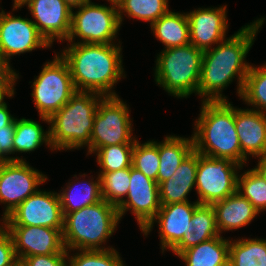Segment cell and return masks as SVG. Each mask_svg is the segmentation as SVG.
Segmentation results:
<instances>
[{
    "mask_svg": "<svg viewBox=\"0 0 266 266\" xmlns=\"http://www.w3.org/2000/svg\"><path fill=\"white\" fill-rule=\"evenodd\" d=\"M43 143L53 151L50 143L49 129L48 131H44L38 121L16 118L15 135L13 139L14 153L35 151Z\"/></svg>",
    "mask_w": 266,
    "mask_h": 266,
    "instance_id": "obj_28",
    "label": "cell"
},
{
    "mask_svg": "<svg viewBox=\"0 0 266 266\" xmlns=\"http://www.w3.org/2000/svg\"><path fill=\"white\" fill-rule=\"evenodd\" d=\"M168 4V0H121L117 4L120 24L123 21L122 13H126L128 17L147 21L151 25L169 11Z\"/></svg>",
    "mask_w": 266,
    "mask_h": 266,
    "instance_id": "obj_29",
    "label": "cell"
},
{
    "mask_svg": "<svg viewBox=\"0 0 266 266\" xmlns=\"http://www.w3.org/2000/svg\"><path fill=\"white\" fill-rule=\"evenodd\" d=\"M16 118L6 126V129H0V150L6 155L14 154L13 139L15 135Z\"/></svg>",
    "mask_w": 266,
    "mask_h": 266,
    "instance_id": "obj_39",
    "label": "cell"
},
{
    "mask_svg": "<svg viewBox=\"0 0 266 266\" xmlns=\"http://www.w3.org/2000/svg\"><path fill=\"white\" fill-rule=\"evenodd\" d=\"M27 6L38 31L52 45L66 40L71 28L72 9L63 0H24L13 11ZM57 38V39H56Z\"/></svg>",
    "mask_w": 266,
    "mask_h": 266,
    "instance_id": "obj_15",
    "label": "cell"
},
{
    "mask_svg": "<svg viewBox=\"0 0 266 266\" xmlns=\"http://www.w3.org/2000/svg\"><path fill=\"white\" fill-rule=\"evenodd\" d=\"M199 205L197 201L193 204L183 202L161 205L155 218L142 233L147 236L152 230L154 222H158L162 252L164 253L166 249L172 250L188 232L190 225H193L191 218Z\"/></svg>",
    "mask_w": 266,
    "mask_h": 266,
    "instance_id": "obj_17",
    "label": "cell"
},
{
    "mask_svg": "<svg viewBox=\"0 0 266 266\" xmlns=\"http://www.w3.org/2000/svg\"><path fill=\"white\" fill-rule=\"evenodd\" d=\"M198 152L193 150L178 166L172 177L159 184L161 205L191 202L187 195L195 187Z\"/></svg>",
    "mask_w": 266,
    "mask_h": 266,
    "instance_id": "obj_20",
    "label": "cell"
},
{
    "mask_svg": "<svg viewBox=\"0 0 266 266\" xmlns=\"http://www.w3.org/2000/svg\"><path fill=\"white\" fill-rule=\"evenodd\" d=\"M4 227L11 234L19 262L29 256L68 253L59 229L38 226Z\"/></svg>",
    "mask_w": 266,
    "mask_h": 266,
    "instance_id": "obj_16",
    "label": "cell"
},
{
    "mask_svg": "<svg viewBox=\"0 0 266 266\" xmlns=\"http://www.w3.org/2000/svg\"><path fill=\"white\" fill-rule=\"evenodd\" d=\"M195 121L194 150L202 155L229 159L243 167L248 158L241 151L235 128V107L228 101H202Z\"/></svg>",
    "mask_w": 266,
    "mask_h": 266,
    "instance_id": "obj_3",
    "label": "cell"
},
{
    "mask_svg": "<svg viewBox=\"0 0 266 266\" xmlns=\"http://www.w3.org/2000/svg\"><path fill=\"white\" fill-rule=\"evenodd\" d=\"M110 6L98 5L93 2L82 4L71 17L70 33L66 39L75 44L74 39L79 37L78 43L111 44L120 30V20L117 4Z\"/></svg>",
    "mask_w": 266,
    "mask_h": 266,
    "instance_id": "obj_9",
    "label": "cell"
},
{
    "mask_svg": "<svg viewBox=\"0 0 266 266\" xmlns=\"http://www.w3.org/2000/svg\"><path fill=\"white\" fill-rule=\"evenodd\" d=\"M2 225V226H1ZM0 225V266H19L14 242L9 231Z\"/></svg>",
    "mask_w": 266,
    "mask_h": 266,
    "instance_id": "obj_36",
    "label": "cell"
},
{
    "mask_svg": "<svg viewBox=\"0 0 266 266\" xmlns=\"http://www.w3.org/2000/svg\"><path fill=\"white\" fill-rule=\"evenodd\" d=\"M126 197L127 199L124 198L117 206L120 220L128 210H131L143 231L155 218L161 207L159 185L131 166L130 187Z\"/></svg>",
    "mask_w": 266,
    "mask_h": 266,
    "instance_id": "obj_13",
    "label": "cell"
},
{
    "mask_svg": "<svg viewBox=\"0 0 266 266\" xmlns=\"http://www.w3.org/2000/svg\"><path fill=\"white\" fill-rule=\"evenodd\" d=\"M243 167L229 159L198 153L195 189L197 202L213 205L237 191L238 171Z\"/></svg>",
    "mask_w": 266,
    "mask_h": 266,
    "instance_id": "obj_10",
    "label": "cell"
},
{
    "mask_svg": "<svg viewBox=\"0 0 266 266\" xmlns=\"http://www.w3.org/2000/svg\"><path fill=\"white\" fill-rule=\"evenodd\" d=\"M1 220L4 226L49 227L62 232L64 215L59 194L38 189Z\"/></svg>",
    "mask_w": 266,
    "mask_h": 266,
    "instance_id": "obj_11",
    "label": "cell"
},
{
    "mask_svg": "<svg viewBox=\"0 0 266 266\" xmlns=\"http://www.w3.org/2000/svg\"><path fill=\"white\" fill-rule=\"evenodd\" d=\"M229 263L231 266H266V239H231Z\"/></svg>",
    "mask_w": 266,
    "mask_h": 266,
    "instance_id": "obj_27",
    "label": "cell"
},
{
    "mask_svg": "<svg viewBox=\"0 0 266 266\" xmlns=\"http://www.w3.org/2000/svg\"><path fill=\"white\" fill-rule=\"evenodd\" d=\"M240 98L252 105L253 110L266 113V63L260 67L250 66Z\"/></svg>",
    "mask_w": 266,
    "mask_h": 266,
    "instance_id": "obj_30",
    "label": "cell"
},
{
    "mask_svg": "<svg viewBox=\"0 0 266 266\" xmlns=\"http://www.w3.org/2000/svg\"><path fill=\"white\" fill-rule=\"evenodd\" d=\"M226 5L198 8L187 14L190 43L202 51L225 40L228 29Z\"/></svg>",
    "mask_w": 266,
    "mask_h": 266,
    "instance_id": "obj_18",
    "label": "cell"
},
{
    "mask_svg": "<svg viewBox=\"0 0 266 266\" xmlns=\"http://www.w3.org/2000/svg\"><path fill=\"white\" fill-rule=\"evenodd\" d=\"M47 176L32 168L25 161H9L0 166V203L6 204L2 218L5 219L15 208L46 182Z\"/></svg>",
    "mask_w": 266,
    "mask_h": 266,
    "instance_id": "obj_12",
    "label": "cell"
},
{
    "mask_svg": "<svg viewBox=\"0 0 266 266\" xmlns=\"http://www.w3.org/2000/svg\"><path fill=\"white\" fill-rule=\"evenodd\" d=\"M52 45L38 31L32 19L0 12V52L10 61L14 55Z\"/></svg>",
    "mask_w": 266,
    "mask_h": 266,
    "instance_id": "obj_14",
    "label": "cell"
},
{
    "mask_svg": "<svg viewBox=\"0 0 266 266\" xmlns=\"http://www.w3.org/2000/svg\"><path fill=\"white\" fill-rule=\"evenodd\" d=\"M259 158L257 166L253 168L266 182V154L263 156L257 157Z\"/></svg>",
    "mask_w": 266,
    "mask_h": 266,
    "instance_id": "obj_41",
    "label": "cell"
},
{
    "mask_svg": "<svg viewBox=\"0 0 266 266\" xmlns=\"http://www.w3.org/2000/svg\"><path fill=\"white\" fill-rule=\"evenodd\" d=\"M237 192L245 197L260 213L266 210V182L252 168L237 178Z\"/></svg>",
    "mask_w": 266,
    "mask_h": 266,
    "instance_id": "obj_33",
    "label": "cell"
},
{
    "mask_svg": "<svg viewBox=\"0 0 266 266\" xmlns=\"http://www.w3.org/2000/svg\"><path fill=\"white\" fill-rule=\"evenodd\" d=\"M10 61L0 52V87H14L19 75L10 66Z\"/></svg>",
    "mask_w": 266,
    "mask_h": 266,
    "instance_id": "obj_38",
    "label": "cell"
},
{
    "mask_svg": "<svg viewBox=\"0 0 266 266\" xmlns=\"http://www.w3.org/2000/svg\"><path fill=\"white\" fill-rule=\"evenodd\" d=\"M104 97L95 92L77 91L49 118L53 150L78 149L90 144L96 111Z\"/></svg>",
    "mask_w": 266,
    "mask_h": 266,
    "instance_id": "obj_4",
    "label": "cell"
},
{
    "mask_svg": "<svg viewBox=\"0 0 266 266\" xmlns=\"http://www.w3.org/2000/svg\"><path fill=\"white\" fill-rule=\"evenodd\" d=\"M117 206L101 200L64 216L63 244L71 250H106L101 246L112 236L119 224Z\"/></svg>",
    "mask_w": 266,
    "mask_h": 266,
    "instance_id": "obj_5",
    "label": "cell"
},
{
    "mask_svg": "<svg viewBox=\"0 0 266 266\" xmlns=\"http://www.w3.org/2000/svg\"><path fill=\"white\" fill-rule=\"evenodd\" d=\"M235 128L246 158L266 154V113L235 107Z\"/></svg>",
    "mask_w": 266,
    "mask_h": 266,
    "instance_id": "obj_19",
    "label": "cell"
},
{
    "mask_svg": "<svg viewBox=\"0 0 266 266\" xmlns=\"http://www.w3.org/2000/svg\"><path fill=\"white\" fill-rule=\"evenodd\" d=\"M102 199L118 206L127 196L130 187V167L99 173Z\"/></svg>",
    "mask_w": 266,
    "mask_h": 266,
    "instance_id": "obj_31",
    "label": "cell"
},
{
    "mask_svg": "<svg viewBox=\"0 0 266 266\" xmlns=\"http://www.w3.org/2000/svg\"><path fill=\"white\" fill-rule=\"evenodd\" d=\"M264 20L265 18H260L245 25L234 35L218 43L216 47L204 51L197 90L203 101H228L221 92L235 77L238 79L237 93L239 97L241 96L251 66L245 58Z\"/></svg>",
    "mask_w": 266,
    "mask_h": 266,
    "instance_id": "obj_1",
    "label": "cell"
},
{
    "mask_svg": "<svg viewBox=\"0 0 266 266\" xmlns=\"http://www.w3.org/2000/svg\"><path fill=\"white\" fill-rule=\"evenodd\" d=\"M212 206L220 235L222 231L245 227L259 214L254 206L237 191Z\"/></svg>",
    "mask_w": 266,
    "mask_h": 266,
    "instance_id": "obj_21",
    "label": "cell"
},
{
    "mask_svg": "<svg viewBox=\"0 0 266 266\" xmlns=\"http://www.w3.org/2000/svg\"><path fill=\"white\" fill-rule=\"evenodd\" d=\"M24 0H14L13 5L15 6H20V4L23 2Z\"/></svg>",
    "mask_w": 266,
    "mask_h": 266,
    "instance_id": "obj_45",
    "label": "cell"
},
{
    "mask_svg": "<svg viewBox=\"0 0 266 266\" xmlns=\"http://www.w3.org/2000/svg\"><path fill=\"white\" fill-rule=\"evenodd\" d=\"M110 3L118 4L121 0H107Z\"/></svg>",
    "mask_w": 266,
    "mask_h": 266,
    "instance_id": "obj_46",
    "label": "cell"
},
{
    "mask_svg": "<svg viewBox=\"0 0 266 266\" xmlns=\"http://www.w3.org/2000/svg\"><path fill=\"white\" fill-rule=\"evenodd\" d=\"M15 117L10 114L7 104L3 101L0 104V129H6V126H8Z\"/></svg>",
    "mask_w": 266,
    "mask_h": 266,
    "instance_id": "obj_40",
    "label": "cell"
},
{
    "mask_svg": "<svg viewBox=\"0 0 266 266\" xmlns=\"http://www.w3.org/2000/svg\"><path fill=\"white\" fill-rule=\"evenodd\" d=\"M25 161V159L17 157H9L5 156L2 151L0 150V166L4 165L5 163H8L9 161Z\"/></svg>",
    "mask_w": 266,
    "mask_h": 266,
    "instance_id": "obj_43",
    "label": "cell"
},
{
    "mask_svg": "<svg viewBox=\"0 0 266 266\" xmlns=\"http://www.w3.org/2000/svg\"><path fill=\"white\" fill-rule=\"evenodd\" d=\"M119 45L76 42L59 53L68 64L77 91L118 96L112 89L126 76Z\"/></svg>",
    "mask_w": 266,
    "mask_h": 266,
    "instance_id": "obj_2",
    "label": "cell"
},
{
    "mask_svg": "<svg viewBox=\"0 0 266 266\" xmlns=\"http://www.w3.org/2000/svg\"><path fill=\"white\" fill-rule=\"evenodd\" d=\"M14 87H0V104L4 101L5 96L13 97Z\"/></svg>",
    "mask_w": 266,
    "mask_h": 266,
    "instance_id": "obj_42",
    "label": "cell"
},
{
    "mask_svg": "<svg viewBox=\"0 0 266 266\" xmlns=\"http://www.w3.org/2000/svg\"><path fill=\"white\" fill-rule=\"evenodd\" d=\"M76 255H69V266H125L116 249L77 250ZM71 256V257H70Z\"/></svg>",
    "mask_w": 266,
    "mask_h": 266,
    "instance_id": "obj_35",
    "label": "cell"
},
{
    "mask_svg": "<svg viewBox=\"0 0 266 266\" xmlns=\"http://www.w3.org/2000/svg\"><path fill=\"white\" fill-rule=\"evenodd\" d=\"M72 10L80 7L82 4L88 3L91 0H63Z\"/></svg>",
    "mask_w": 266,
    "mask_h": 266,
    "instance_id": "obj_44",
    "label": "cell"
},
{
    "mask_svg": "<svg viewBox=\"0 0 266 266\" xmlns=\"http://www.w3.org/2000/svg\"><path fill=\"white\" fill-rule=\"evenodd\" d=\"M188 232L182 240L171 250L178 256L182 251L220 235L217 225L215 210L212 205L200 204L191 218Z\"/></svg>",
    "mask_w": 266,
    "mask_h": 266,
    "instance_id": "obj_22",
    "label": "cell"
},
{
    "mask_svg": "<svg viewBox=\"0 0 266 266\" xmlns=\"http://www.w3.org/2000/svg\"><path fill=\"white\" fill-rule=\"evenodd\" d=\"M194 150L193 137L183 138L180 136H166L158 143L159 170L157 173V184L172 177L182 161Z\"/></svg>",
    "mask_w": 266,
    "mask_h": 266,
    "instance_id": "obj_24",
    "label": "cell"
},
{
    "mask_svg": "<svg viewBox=\"0 0 266 266\" xmlns=\"http://www.w3.org/2000/svg\"><path fill=\"white\" fill-rule=\"evenodd\" d=\"M92 180H94L93 177L89 181L83 180V182H77L79 187L76 182H69L65 189L62 188L63 190L61 191L63 192L60 191V193H58L64 216L67 213L80 210L102 200L99 175L96 180Z\"/></svg>",
    "mask_w": 266,
    "mask_h": 266,
    "instance_id": "obj_26",
    "label": "cell"
},
{
    "mask_svg": "<svg viewBox=\"0 0 266 266\" xmlns=\"http://www.w3.org/2000/svg\"><path fill=\"white\" fill-rule=\"evenodd\" d=\"M203 53L191 43L163 49L155 61L156 84L177 98L197 94Z\"/></svg>",
    "mask_w": 266,
    "mask_h": 266,
    "instance_id": "obj_6",
    "label": "cell"
},
{
    "mask_svg": "<svg viewBox=\"0 0 266 266\" xmlns=\"http://www.w3.org/2000/svg\"><path fill=\"white\" fill-rule=\"evenodd\" d=\"M150 27L155 38L164 44L165 49L190 43L189 22L186 13L169 10Z\"/></svg>",
    "mask_w": 266,
    "mask_h": 266,
    "instance_id": "obj_25",
    "label": "cell"
},
{
    "mask_svg": "<svg viewBox=\"0 0 266 266\" xmlns=\"http://www.w3.org/2000/svg\"><path fill=\"white\" fill-rule=\"evenodd\" d=\"M34 105L42 121L49 124V118L61 109L77 92L66 61L55 55L53 61L44 66L31 86Z\"/></svg>",
    "mask_w": 266,
    "mask_h": 266,
    "instance_id": "obj_7",
    "label": "cell"
},
{
    "mask_svg": "<svg viewBox=\"0 0 266 266\" xmlns=\"http://www.w3.org/2000/svg\"><path fill=\"white\" fill-rule=\"evenodd\" d=\"M68 253L35 255L23 258L19 266H69Z\"/></svg>",
    "mask_w": 266,
    "mask_h": 266,
    "instance_id": "obj_37",
    "label": "cell"
},
{
    "mask_svg": "<svg viewBox=\"0 0 266 266\" xmlns=\"http://www.w3.org/2000/svg\"><path fill=\"white\" fill-rule=\"evenodd\" d=\"M129 107L119 96H105L99 103L90 136L88 153L119 144H134Z\"/></svg>",
    "mask_w": 266,
    "mask_h": 266,
    "instance_id": "obj_8",
    "label": "cell"
},
{
    "mask_svg": "<svg viewBox=\"0 0 266 266\" xmlns=\"http://www.w3.org/2000/svg\"><path fill=\"white\" fill-rule=\"evenodd\" d=\"M229 239L221 235L182 251L178 257L185 266H226L229 263Z\"/></svg>",
    "mask_w": 266,
    "mask_h": 266,
    "instance_id": "obj_23",
    "label": "cell"
},
{
    "mask_svg": "<svg viewBox=\"0 0 266 266\" xmlns=\"http://www.w3.org/2000/svg\"><path fill=\"white\" fill-rule=\"evenodd\" d=\"M134 144H119L99 148L95 153L97 155V164H99V173H108L132 166V151Z\"/></svg>",
    "mask_w": 266,
    "mask_h": 266,
    "instance_id": "obj_32",
    "label": "cell"
},
{
    "mask_svg": "<svg viewBox=\"0 0 266 266\" xmlns=\"http://www.w3.org/2000/svg\"><path fill=\"white\" fill-rule=\"evenodd\" d=\"M159 163L158 142L152 140L141 144L138 140L135 141L132 151L133 168L157 182Z\"/></svg>",
    "mask_w": 266,
    "mask_h": 266,
    "instance_id": "obj_34",
    "label": "cell"
}]
</instances>
